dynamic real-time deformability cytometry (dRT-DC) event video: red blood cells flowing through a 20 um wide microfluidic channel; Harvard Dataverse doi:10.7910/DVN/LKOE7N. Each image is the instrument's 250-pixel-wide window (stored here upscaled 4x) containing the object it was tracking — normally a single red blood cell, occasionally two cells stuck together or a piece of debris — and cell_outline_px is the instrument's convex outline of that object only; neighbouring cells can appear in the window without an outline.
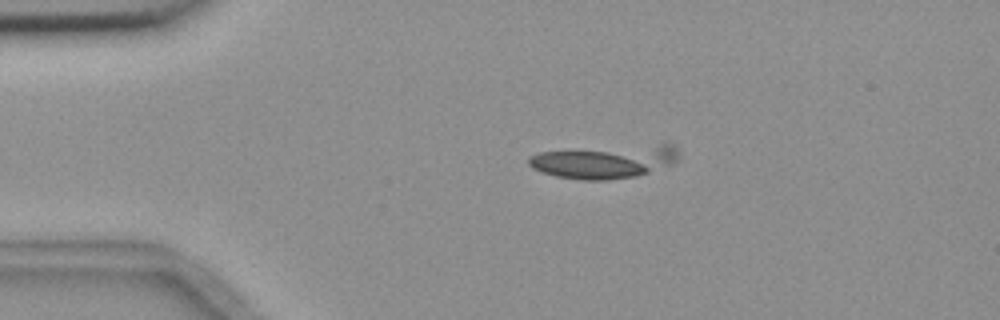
{"species": "common noctule bat (a hibernating species)", "species_latin": "Nyctalus noctula", "temperature_condition": "room temperature", "stored_images_in_passage": 4, "camera_frame_rate_fps": 3000, "um_per_image_px": 0.085, "animal": {"sex": "female", "body_mass_g": 18.4}, "frame": {"image": 1, "passage_image": 2, "time_ms": 1.0, "image_size_px": [1000, 320], "cell_outline_px": [[676, 160], [672, 164], [636, 176], [608, 180], [584, 180], [556, 176], [532, 168], [528, 164], [528, 156], [540, 152], [660, 144], [672, 144], [676, 148]], "centroid_in_image_um": [51.37, 13.74], "position_along_channel_um": 33.6, "area_um2": 28.38}}